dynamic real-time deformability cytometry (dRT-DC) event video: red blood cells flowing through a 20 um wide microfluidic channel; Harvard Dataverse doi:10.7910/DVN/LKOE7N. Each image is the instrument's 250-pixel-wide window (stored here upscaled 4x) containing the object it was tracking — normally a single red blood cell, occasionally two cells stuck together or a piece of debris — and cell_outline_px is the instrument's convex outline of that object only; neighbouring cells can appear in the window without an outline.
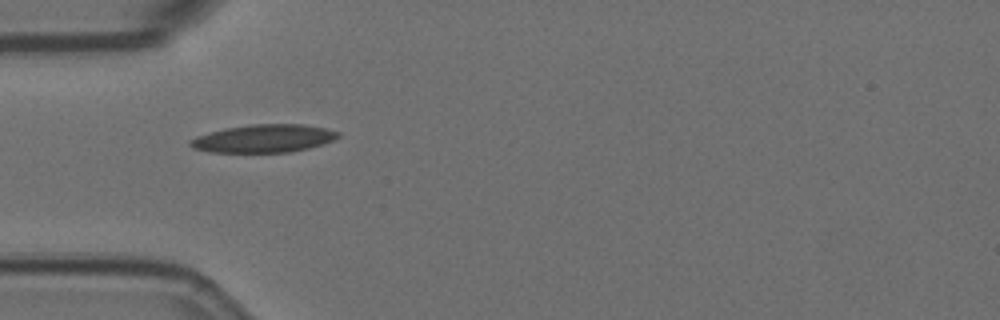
{"species": "Egyptian fruit bat (a non-hibernating species)", "species_latin": "Rousettus aegyptiacus", "temperature_condition": "room temperature", "stored_images_in_passage": 9, "camera_frame_rate_fps": 3000, "um_per_image_px": 0.085, "animal": {"sex": "female"}, "frame": {"image": 1, "passage_image": 1, "time_ms": 0.0, "image_size_px": [1000, 320], "cell_outline_px": [[340, 136], [332, 140], [308, 148], [288, 152], [208, 152], [192, 148], [188, 144], [188, 140], [196, 136], [224, 128], [252, 124], [304, 124], [324, 128], [340, 132]], "centroid_in_image_um": [22.36, 11.77], "position_along_channel_um": 62.6, "area_um2": 24.04}}
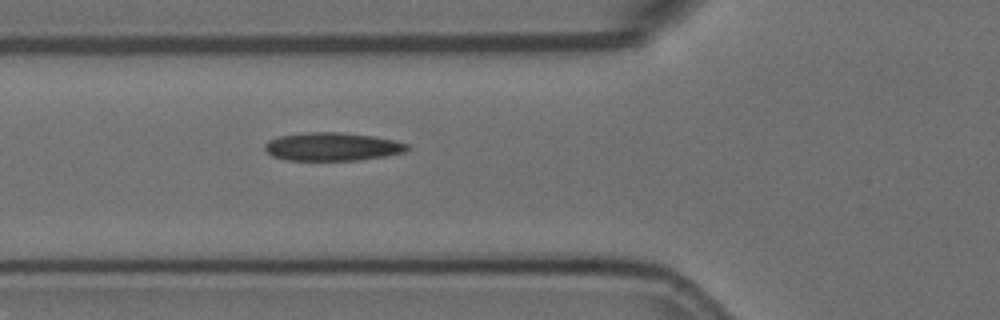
{"frame": {"image": 2, "passage_image": 4, "time_ms": 1.0, "image_size_px": [1000, 320], "cell_outline_px": [[412, 148], [404, 152], [384, 156], [360, 160], [288, 160], [272, 156], [264, 148], [264, 144], [268, 140], [280, 136], [304, 132], [340, 132], [372, 136], [396, 140], [408, 144]], "centroid_in_image_um": [28.26, 12.46], "position_along_channel_um": 97.5, "area_um2": 23.52}}